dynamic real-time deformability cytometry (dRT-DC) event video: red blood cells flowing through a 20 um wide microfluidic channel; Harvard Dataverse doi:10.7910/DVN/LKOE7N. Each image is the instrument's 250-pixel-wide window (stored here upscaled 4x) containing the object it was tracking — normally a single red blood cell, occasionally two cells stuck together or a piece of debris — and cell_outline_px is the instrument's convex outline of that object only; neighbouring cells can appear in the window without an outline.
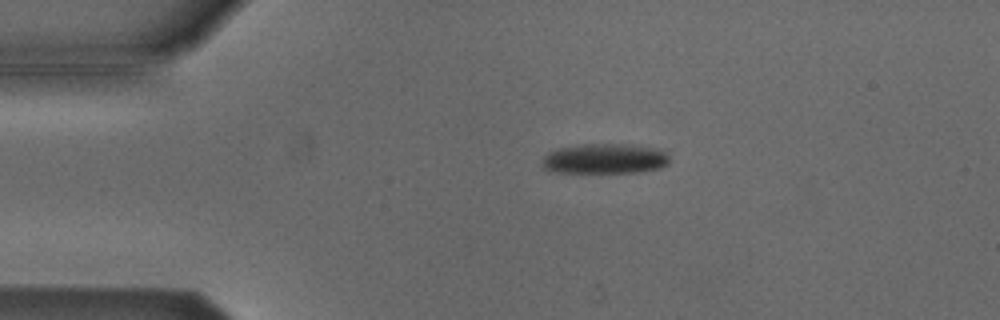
{"species": "Egyptian fruit bat (a non-hibernating species)", "species_latin": "Rousettus aegyptiacus", "temperature_condition": "cold", "stored_images_in_passage": 42, "camera_frame_rate_fps": 3000, "um_per_image_px": 0.085, "animal": {"sex": "male"}, "frame": {"image": 1, "passage_image": 1, "time_ms": 0.0, "image_size_px": [1000, 320], "cell_outline_px": [[668, 164], [660, 168], [632, 172], [556, 172], [540, 168], [544, 156], [548, 152], [556, 148], [584, 144], [632, 144], [652, 148], [664, 152], [668, 156]], "centroid_in_image_um": [51.33, 13.48], "position_along_channel_um": 33.7, "area_um2": 22.25}}
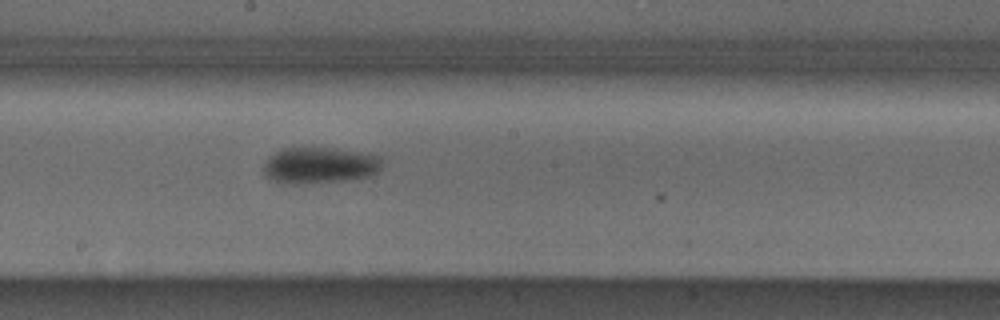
{"frame": {"image": 2, "passage_image": 19, "time_ms": 6.0, "image_size_px": [1000, 320], "cell_outline_px": [[380, 168], [372, 176], [344, 180], [296, 184], [284, 184], [272, 180], [264, 176], [264, 164], [268, 156], [280, 148], [292, 144], [336, 148], [380, 156]], "centroid_in_image_um": [27.06, 14.0], "position_along_channel_um": 221.1, "area_um2": 25.89}}
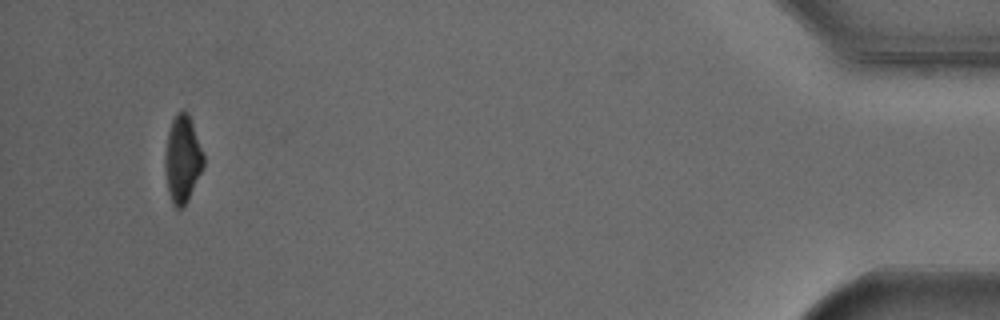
{"frame": {"image": 3, "passage_image": 41, "time_ms": 13.333, "image_size_px": [1000, 320], "cell_outline_px": [[204, 164], [188, 200], [184, 208], [176, 208], [172, 204], [168, 192], [164, 168], [164, 156], [168, 132], [172, 120], [176, 112], [180, 108], [184, 108], [188, 112], [204, 156]], "centroid_in_image_um": [15.48, 13.5], "position_along_channel_um": 419.7, "area_um2": 19.71}, "authors_computed_cell_mechanics": {"area_um2": 24.1026, "velocity_mm_per_s": 3.8156, "shape_relaxation_time_tau1_ms": 3.1312, "shape_relaxation_time_tau2_ms": null, "deformation_change_tau1": 0.0983, "deformation_change_tau2": null}}